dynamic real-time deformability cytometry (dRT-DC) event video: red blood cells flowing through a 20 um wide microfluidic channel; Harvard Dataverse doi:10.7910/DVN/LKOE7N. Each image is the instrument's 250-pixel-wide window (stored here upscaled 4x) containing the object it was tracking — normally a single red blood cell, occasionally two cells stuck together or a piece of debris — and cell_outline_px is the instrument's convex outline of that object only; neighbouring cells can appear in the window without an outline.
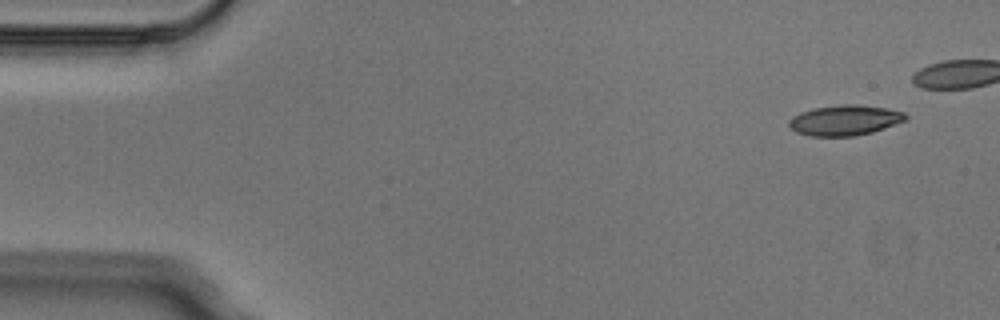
{"species": "Egyptian fruit bat (a non-hibernating species)", "species_latin": "Rousettus aegyptiacus", "temperature_condition": "cold", "stored_images_in_passage": 4, "camera_frame_rate_fps": 3000, "um_per_image_px": 0.085, "animal": {"sex": "male"}, "frame": {"image": 1, "passage_image": 1, "time_ms": 0.0, "image_size_px": [1000, 320], "cell_outline_px": [[908, 120], [872, 132], [856, 136], [812, 136], [796, 132], [788, 124], [788, 120], [792, 116], [800, 112], [812, 108], [840, 104], [856, 104], [884, 108], [904, 112], [908, 116]], "centroid_in_image_um": [71.8, 10.21], "position_along_channel_um": 13.2, "area_um2": 20.75}}
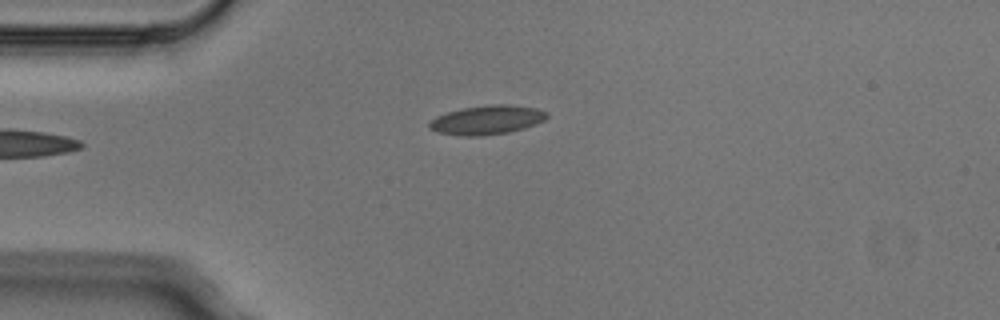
{"frame": {"image": 2, "passage_image": 4, "time_ms": 1.0, "image_size_px": [1000, 320], "cell_outline_px": [[548, 116], [544, 120], [536, 124], [524, 128], [508, 132], [480, 136], [460, 136], [436, 132], [428, 128], [428, 124], [436, 116], [448, 112], [464, 108], [492, 104], [508, 104], [536, 108], [548, 112]], "centroid_in_image_um": [41.39, 10.2], "position_along_channel_um": 43.6, "area_um2": 19.94}}